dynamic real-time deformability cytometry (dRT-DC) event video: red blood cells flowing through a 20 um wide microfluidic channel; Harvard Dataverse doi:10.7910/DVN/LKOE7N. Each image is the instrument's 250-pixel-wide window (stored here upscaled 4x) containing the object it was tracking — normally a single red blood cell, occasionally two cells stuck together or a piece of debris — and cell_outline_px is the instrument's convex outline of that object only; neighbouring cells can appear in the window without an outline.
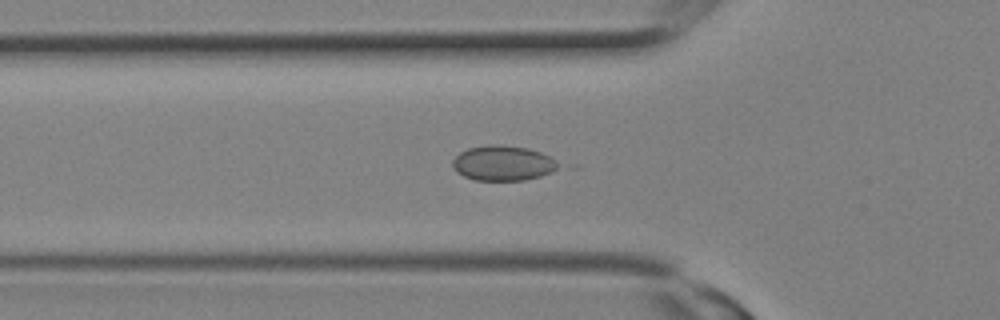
{"species": "Egyptian fruit bat (a non-hibernating species)", "species_latin": "Rousettus aegyptiacus", "temperature_condition": "room temperature", "stored_images_in_passage": 19, "camera_frame_rate_fps": 3000, "um_per_image_px": 0.085, "animal": {"sex": "female"}, "frame": {"image": 1, "passage_image": 9, "time_ms": 2.667, "image_size_px": [1000, 320], "cell_outline_px": [[580, 168], [524, 180], [476, 180], [464, 176], [456, 172], [452, 164], [452, 160], [460, 152], [468, 148], [488, 144], [500, 144], [528, 148], [580, 164]], "centroid_in_image_um": [43.19, 13.87], "position_along_channel_um": 82.6, "area_um2": 23.76}}
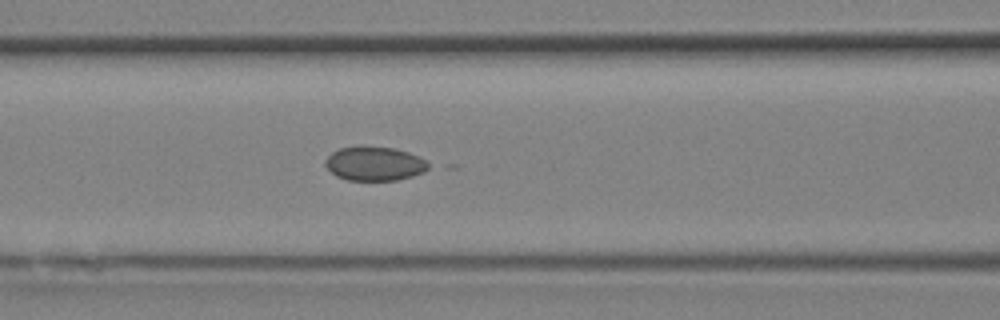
{"frame": {"image": 2, "passage_image": 11, "time_ms": 3.333, "image_size_px": [1000, 320], "cell_outline_px": [[436, 164], [432, 168], [424, 172], [412, 176], [396, 180], [348, 180], [336, 176], [324, 164], [328, 156], [332, 152], [340, 148], [360, 144], [396, 148], [420, 156]], "centroid_in_image_um": [31.92, 13.88], "position_along_channel_um": 134.7, "area_um2": 21.21}}